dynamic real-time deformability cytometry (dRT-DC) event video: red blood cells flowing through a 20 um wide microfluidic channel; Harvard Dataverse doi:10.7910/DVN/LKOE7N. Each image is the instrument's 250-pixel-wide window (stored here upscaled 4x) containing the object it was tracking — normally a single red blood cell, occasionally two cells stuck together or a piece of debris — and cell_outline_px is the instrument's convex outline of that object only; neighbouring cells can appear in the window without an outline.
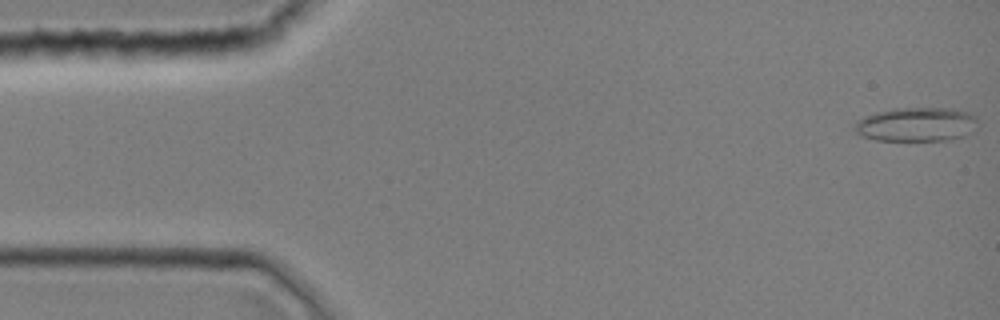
{"species": "common noctule bat (a hibernating species)", "species_latin": "Nyctalus noctula", "temperature_condition": "room temperature", "stored_images_in_passage": 43, "camera_frame_rate_fps": 3000, "um_per_image_px": 0.085, "animal": {"sex": "female", "body_mass_g": 19.0, "forearm_length_mm": 51.5}, "frame": {"image": 1, "passage_image": 1, "time_ms": 0.0, "image_size_px": [1000, 320], "cell_outline_px": [[976, 120], [964, 136], [944, 140], [876, 140], [860, 136], [856, 132], [856, 120], [864, 116], [876, 112], [892, 108], [948, 108], [968, 112], [976, 116]], "centroid_in_image_um": [77.8, 10.56], "position_along_channel_um": 7.2, "area_um2": 24.04}}
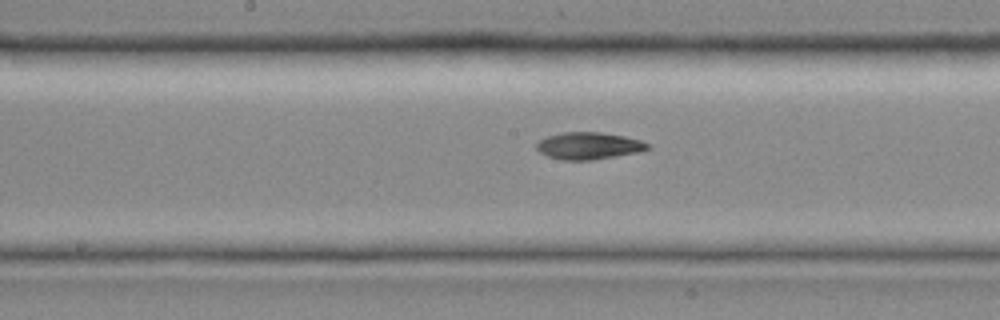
{"frame": {"image": 2, "passage_image": 22, "time_ms": 7.0, "image_size_px": [1000, 320], "cell_outline_px": [[652, 148], [640, 152], [592, 160], [560, 160], [548, 156], [540, 152], [536, 148], [536, 144], [540, 140], [548, 136], [560, 132], [600, 132], [624, 136], [640, 140], [652, 144]], "centroid_in_image_um": [50.08, 12.39], "position_along_channel_um": 198.1, "area_um2": 17.69}}
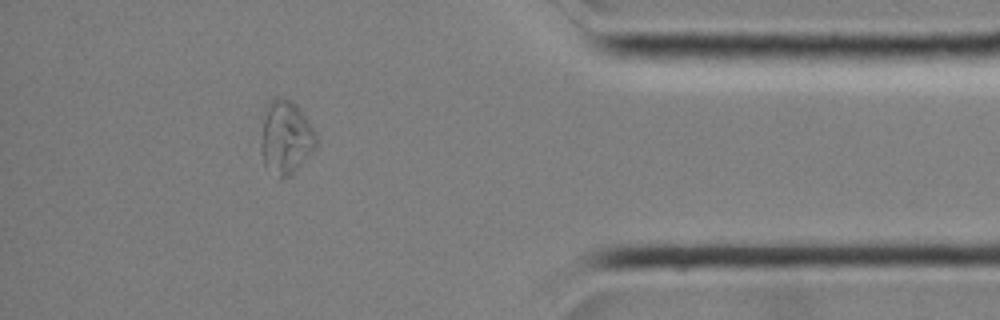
{"frame": {"image": 3, "passage_image": 38, "time_ms": 12.333, "image_size_px": [1000, 320], "cell_outline_px": [[320, 144], [288, 176], [280, 180], [276, 180], [264, 164], [260, 152], [260, 144], [264, 120], [268, 104], [276, 96], [280, 96], [292, 100], [300, 108], [316, 132]], "centroid_in_image_um": [24.31, 11.7], "position_along_channel_um": 410.9, "area_um2": 23.99}}